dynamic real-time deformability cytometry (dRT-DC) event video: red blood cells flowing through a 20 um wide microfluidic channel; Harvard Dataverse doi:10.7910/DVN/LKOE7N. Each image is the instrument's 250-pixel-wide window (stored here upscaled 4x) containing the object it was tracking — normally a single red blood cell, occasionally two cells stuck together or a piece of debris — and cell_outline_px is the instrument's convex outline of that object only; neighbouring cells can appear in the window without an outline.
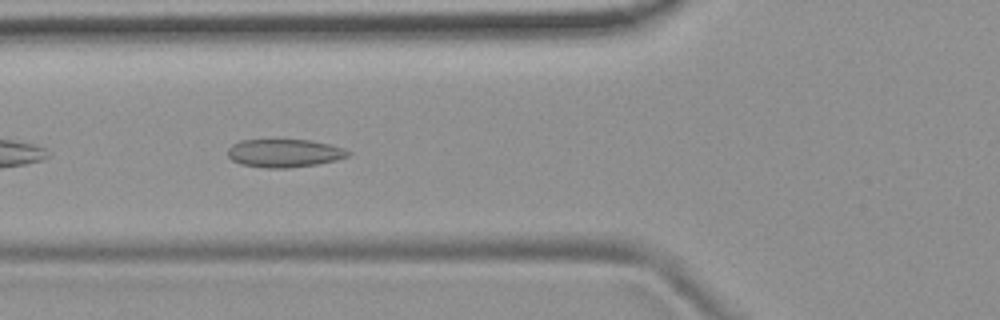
{"species": "common noctule bat (a hibernating species)", "species_latin": "Nyctalus noctula", "temperature_condition": "room temperature", "stored_images_in_passage": 32, "camera_frame_rate_fps": 3000, "um_per_image_px": 0.085, "animal": {"sex": "female", "body_mass_g": 19.9}, "frame": {"image": 1, "passage_image": 5, "time_ms": 1.333, "image_size_px": [1000, 320], "cell_outline_px": [[352, 152], [348, 156], [336, 160], [316, 164], [288, 168], [264, 168], [240, 164], [232, 160], [228, 156], [228, 148], [232, 144], [240, 140], [312, 140], [344, 148]], "centroid_in_image_um": [24.16, 13.02], "position_along_channel_um": 101.6, "area_um2": 19.77}, "authors_computed_cell_mechanics": {"area_um2": 19.3341, "velocity_mm_per_s": 3.7461, "shape_relaxation_time_tau1_ms": null, "shape_relaxation_time_tau2_ms": 1.8764, "deformation_change_tau1": null, "deformation_change_tau2": 0.0748}}